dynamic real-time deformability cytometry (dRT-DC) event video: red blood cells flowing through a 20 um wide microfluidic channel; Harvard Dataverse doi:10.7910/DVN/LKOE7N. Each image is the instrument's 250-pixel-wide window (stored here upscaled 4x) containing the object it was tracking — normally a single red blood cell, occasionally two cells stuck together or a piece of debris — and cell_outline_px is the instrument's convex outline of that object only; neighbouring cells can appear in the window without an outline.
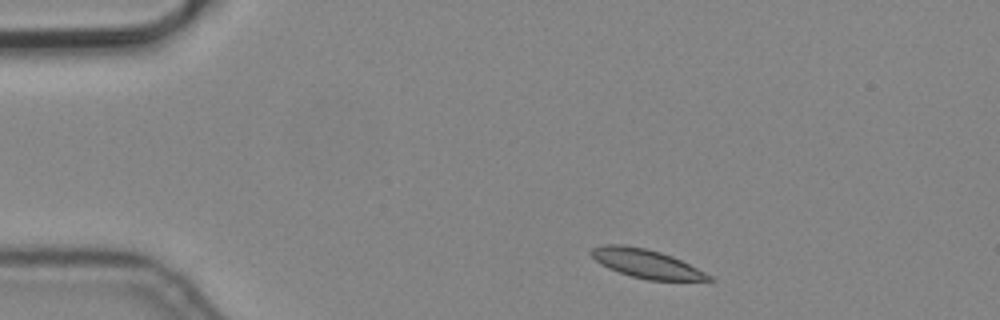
{"species": "common noctule bat (a hibernating species)", "species_latin": "Nyctalus noctula", "temperature_condition": "cold", "stored_images_in_passage": 3, "camera_frame_rate_fps": 3000, "um_per_image_px": 0.085, "animal": {"sex": "male", "body_mass_g": 19.2, "forearm_length_mm": 51.8}, "frame": {"image": 1, "passage_image": 1, "time_ms": 0.0, "image_size_px": [1000, 320], "cell_outline_px": [[716, 280], [648, 280], [632, 276], [608, 268], [600, 264], [588, 252], [592, 248], [604, 244], [624, 244], [644, 248], [660, 252], [672, 256], [712, 276]], "centroid_in_image_um": [54.89, 22.39], "position_along_channel_um": 30.1, "area_um2": 19.42}}